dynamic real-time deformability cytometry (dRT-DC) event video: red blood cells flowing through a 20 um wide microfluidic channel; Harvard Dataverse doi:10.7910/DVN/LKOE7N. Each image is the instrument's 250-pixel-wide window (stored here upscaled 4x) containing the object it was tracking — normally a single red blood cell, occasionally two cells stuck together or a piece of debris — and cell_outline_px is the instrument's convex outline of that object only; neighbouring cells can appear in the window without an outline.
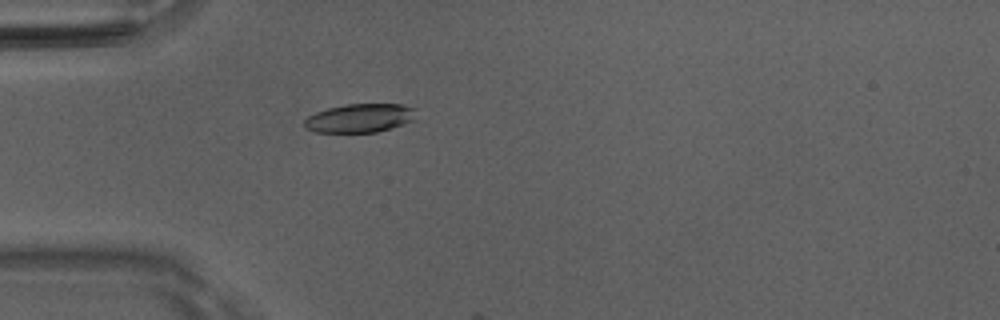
{"species": "Egyptian fruit bat (a non-hibernating species)", "species_latin": "Rousettus aegyptiacus", "temperature_condition": "room temperature", "stored_images_in_passage": 4, "camera_frame_rate_fps": 3000, "um_per_image_px": 0.085, "animal": {"sex": "male"}, "frame": {"image": 1, "passage_image": 3, "time_ms": 0.667, "image_size_px": [1000, 320], "cell_outline_px": [[416, 120], [392, 128], [376, 132], [316, 132], [304, 128], [304, 120], [308, 116], [316, 112], [328, 108], [348, 104], [404, 104], [416, 108]], "centroid_in_image_um": [30.63, 10.03], "position_along_channel_um": 54.4, "area_um2": 18.9}}